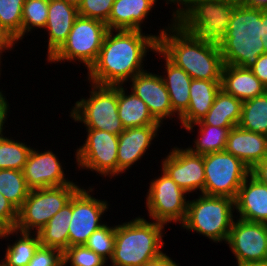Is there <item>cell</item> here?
Segmentation results:
<instances>
[{
  "label": "cell",
  "mask_w": 267,
  "mask_h": 266,
  "mask_svg": "<svg viewBox=\"0 0 267 266\" xmlns=\"http://www.w3.org/2000/svg\"><path fill=\"white\" fill-rule=\"evenodd\" d=\"M159 35L140 30H108L96 61L88 69L87 81L97 85H124L145 71L147 52L158 49ZM115 32V34H114ZM143 63V64H142Z\"/></svg>",
  "instance_id": "6da1fadb"
},
{
  "label": "cell",
  "mask_w": 267,
  "mask_h": 266,
  "mask_svg": "<svg viewBox=\"0 0 267 266\" xmlns=\"http://www.w3.org/2000/svg\"><path fill=\"white\" fill-rule=\"evenodd\" d=\"M170 21L160 32L158 49L192 79L221 81L224 63L218 44L184 31L174 19Z\"/></svg>",
  "instance_id": "7a4b0ae2"
},
{
  "label": "cell",
  "mask_w": 267,
  "mask_h": 266,
  "mask_svg": "<svg viewBox=\"0 0 267 266\" xmlns=\"http://www.w3.org/2000/svg\"><path fill=\"white\" fill-rule=\"evenodd\" d=\"M264 37L262 9L239 2L232 12L226 35L218 44L224 65L250 69L265 53Z\"/></svg>",
  "instance_id": "3957f363"
},
{
  "label": "cell",
  "mask_w": 267,
  "mask_h": 266,
  "mask_svg": "<svg viewBox=\"0 0 267 266\" xmlns=\"http://www.w3.org/2000/svg\"><path fill=\"white\" fill-rule=\"evenodd\" d=\"M164 226L139 216L116 225L111 266H143L163 254Z\"/></svg>",
  "instance_id": "277c9868"
},
{
  "label": "cell",
  "mask_w": 267,
  "mask_h": 266,
  "mask_svg": "<svg viewBox=\"0 0 267 266\" xmlns=\"http://www.w3.org/2000/svg\"><path fill=\"white\" fill-rule=\"evenodd\" d=\"M238 3L234 0H178L172 18L184 31L219 44L226 35Z\"/></svg>",
  "instance_id": "5b68a950"
},
{
  "label": "cell",
  "mask_w": 267,
  "mask_h": 266,
  "mask_svg": "<svg viewBox=\"0 0 267 266\" xmlns=\"http://www.w3.org/2000/svg\"><path fill=\"white\" fill-rule=\"evenodd\" d=\"M189 200L185 220L181 227L202 234L215 243L227 242L235 212V199L199 194Z\"/></svg>",
  "instance_id": "8992f818"
},
{
  "label": "cell",
  "mask_w": 267,
  "mask_h": 266,
  "mask_svg": "<svg viewBox=\"0 0 267 266\" xmlns=\"http://www.w3.org/2000/svg\"><path fill=\"white\" fill-rule=\"evenodd\" d=\"M90 85L89 98L76 101L70 117L74 122H82L86 129L119 135L125 129L118 116V85Z\"/></svg>",
  "instance_id": "52a82bcc"
},
{
  "label": "cell",
  "mask_w": 267,
  "mask_h": 266,
  "mask_svg": "<svg viewBox=\"0 0 267 266\" xmlns=\"http://www.w3.org/2000/svg\"><path fill=\"white\" fill-rule=\"evenodd\" d=\"M79 188L72 182L58 187L31 189L18 209V220L14 229L37 233L70 201Z\"/></svg>",
  "instance_id": "ba28073f"
},
{
  "label": "cell",
  "mask_w": 267,
  "mask_h": 266,
  "mask_svg": "<svg viewBox=\"0 0 267 266\" xmlns=\"http://www.w3.org/2000/svg\"><path fill=\"white\" fill-rule=\"evenodd\" d=\"M107 31L103 21L78 16L66 41L47 62L61 64L78 60L88 70L98 57Z\"/></svg>",
  "instance_id": "9c48e42d"
},
{
  "label": "cell",
  "mask_w": 267,
  "mask_h": 266,
  "mask_svg": "<svg viewBox=\"0 0 267 266\" xmlns=\"http://www.w3.org/2000/svg\"><path fill=\"white\" fill-rule=\"evenodd\" d=\"M205 170L204 194L236 199L239 188L251 169L226 151L203 155Z\"/></svg>",
  "instance_id": "30bf717a"
},
{
  "label": "cell",
  "mask_w": 267,
  "mask_h": 266,
  "mask_svg": "<svg viewBox=\"0 0 267 266\" xmlns=\"http://www.w3.org/2000/svg\"><path fill=\"white\" fill-rule=\"evenodd\" d=\"M146 196L149 217L156 222L180 223L185 220L188 200L186 193L162 170L161 176L150 181Z\"/></svg>",
  "instance_id": "8fae6325"
},
{
  "label": "cell",
  "mask_w": 267,
  "mask_h": 266,
  "mask_svg": "<svg viewBox=\"0 0 267 266\" xmlns=\"http://www.w3.org/2000/svg\"><path fill=\"white\" fill-rule=\"evenodd\" d=\"M87 138L76 150L78 167L91 170L104 177L118 175V136L107 131L87 129Z\"/></svg>",
  "instance_id": "7c38bea8"
},
{
  "label": "cell",
  "mask_w": 267,
  "mask_h": 266,
  "mask_svg": "<svg viewBox=\"0 0 267 266\" xmlns=\"http://www.w3.org/2000/svg\"><path fill=\"white\" fill-rule=\"evenodd\" d=\"M90 192H93L92 187L87 190L80 187L72 196L69 247L84 245L94 231L106 224L101 219L110 205L106 200L95 198Z\"/></svg>",
  "instance_id": "4fadbf2b"
},
{
  "label": "cell",
  "mask_w": 267,
  "mask_h": 266,
  "mask_svg": "<svg viewBox=\"0 0 267 266\" xmlns=\"http://www.w3.org/2000/svg\"><path fill=\"white\" fill-rule=\"evenodd\" d=\"M226 244L234 254L237 265L267 260V224L236 217Z\"/></svg>",
  "instance_id": "5bb4252c"
},
{
  "label": "cell",
  "mask_w": 267,
  "mask_h": 266,
  "mask_svg": "<svg viewBox=\"0 0 267 266\" xmlns=\"http://www.w3.org/2000/svg\"><path fill=\"white\" fill-rule=\"evenodd\" d=\"M162 169L186 193L201 191L204 194L205 170L203 155L189 149L173 147L163 159Z\"/></svg>",
  "instance_id": "9a60e30c"
},
{
  "label": "cell",
  "mask_w": 267,
  "mask_h": 266,
  "mask_svg": "<svg viewBox=\"0 0 267 266\" xmlns=\"http://www.w3.org/2000/svg\"><path fill=\"white\" fill-rule=\"evenodd\" d=\"M62 163L52 150H31L22 170L26 184L30 189L58 187L71 184L65 177Z\"/></svg>",
  "instance_id": "2e32d148"
},
{
  "label": "cell",
  "mask_w": 267,
  "mask_h": 266,
  "mask_svg": "<svg viewBox=\"0 0 267 266\" xmlns=\"http://www.w3.org/2000/svg\"><path fill=\"white\" fill-rule=\"evenodd\" d=\"M130 82L133 91L148 106L152 116L160 123L168 117L171 120L173 112L170 96L161 75L145 70L136 74Z\"/></svg>",
  "instance_id": "e0dca14e"
},
{
  "label": "cell",
  "mask_w": 267,
  "mask_h": 266,
  "mask_svg": "<svg viewBox=\"0 0 267 266\" xmlns=\"http://www.w3.org/2000/svg\"><path fill=\"white\" fill-rule=\"evenodd\" d=\"M162 125L126 128L118 136V175L141 160Z\"/></svg>",
  "instance_id": "ac0fdd59"
},
{
  "label": "cell",
  "mask_w": 267,
  "mask_h": 266,
  "mask_svg": "<svg viewBox=\"0 0 267 266\" xmlns=\"http://www.w3.org/2000/svg\"><path fill=\"white\" fill-rule=\"evenodd\" d=\"M235 210L242 220L267 224V185L250 174L239 188Z\"/></svg>",
  "instance_id": "d6986e66"
},
{
  "label": "cell",
  "mask_w": 267,
  "mask_h": 266,
  "mask_svg": "<svg viewBox=\"0 0 267 266\" xmlns=\"http://www.w3.org/2000/svg\"><path fill=\"white\" fill-rule=\"evenodd\" d=\"M78 8L63 0H49L48 18L45 30L48 31L47 60L62 46L68 38Z\"/></svg>",
  "instance_id": "ffe728a7"
},
{
  "label": "cell",
  "mask_w": 267,
  "mask_h": 266,
  "mask_svg": "<svg viewBox=\"0 0 267 266\" xmlns=\"http://www.w3.org/2000/svg\"><path fill=\"white\" fill-rule=\"evenodd\" d=\"M225 151L252 169L267 155V136L235 126L229 132Z\"/></svg>",
  "instance_id": "44dd1931"
},
{
  "label": "cell",
  "mask_w": 267,
  "mask_h": 266,
  "mask_svg": "<svg viewBox=\"0 0 267 266\" xmlns=\"http://www.w3.org/2000/svg\"><path fill=\"white\" fill-rule=\"evenodd\" d=\"M158 0H115L106 22L108 30H140ZM147 17V18H146Z\"/></svg>",
  "instance_id": "7402d4cb"
},
{
  "label": "cell",
  "mask_w": 267,
  "mask_h": 266,
  "mask_svg": "<svg viewBox=\"0 0 267 266\" xmlns=\"http://www.w3.org/2000/svg\"><path fill=\"white\" fill-rule=\"evenodd\" d=\"M221 89L242 102L253 99L267 91V88L250 69L224 65L221 73Z\"/></svg>",
  "instance_id": "603a6c76"
},
{
  "label": "cell",
  "mask_w": 267,
  "mask_h": 266,
  "mask_svg": "<svg viewBox=\"0 0 267 266\" xmlns=\"http://www.w3.org/2000/svg\"><path fill=\"white\" fill-rule=\"evenodd\" d=\"M165 60L166 76L161 75L170 96L173 112L179 119L188 109L192 78L182 68L172 63L159 49L155 51Z\"/></svg>",
  "instance_id": "cb8c5ba5"
},
{
  "label": "cell",
  "mask_w": 267,
  "mask_h": 266,
  "mask_svg": "<svg viewBox=\"0 0 267 266\" xmlns=\"http://www.w3.org/2000/svg\"><path fill=\"white\" fill-rule=\"evenodd\" d=\"M220 82L192 79L188 109L179 118L182 128L199 122L208 113L221 89Z\"/></svg>",
  "instance_id": "d4e9b609"
},
{
  "label": "cell",
  "mask_w": 267,
  "mask_h": 266,
  "mask_svg": "<svg viewBox=\"0 0 267 266\" xmlns=\"http://www.w3.org/2000/svg\"><path fill=\"white\" fill-rule=\"evenodd\" d=\"M123 86L118 85V116L124 129L147 125H161L152 116L145 102L133 91L128 93L127 88Z\"/></svg>",
  "instance_id": "484cf974"
},
{
  "label": "cell",
  "mask_w": 267,
  "mask_h": 266,
  "mask_svg": "<svg viewBox=\"0 0 267 266\" xmlns=\"http://www.w3.org/2000/svg\"><path fill=\"white\" fill-rule=\"evenodd\" d=\"M243 102L222 89L217 93L208 113L194 124H207L216 127H235L241 119Z\"/></svg>",
  "instance_id": "4316f807"
},
{
  "label": "cell",
  "mask_w": 267,
  "mask_h": 266,
  "mask_svg": "<svg viewBox=\"0 0 267 266\" xmlns=\"http://www.w3.org/2000/svg\"><path fill=\"white\" fill-rule=\"evenodd\" d=\"M72 219V197L37 234L40 246L64 252L69 247V225Z\"/></svg>",
  "instance_id": "83f0119b"
},
{
  "label": "cell",
  "mask_w": 267,
  "mask_h": 266,
  "mask_svg": "<svg viewBox=\"0 0 267 266\" xmlns=\"http://www.w3.org/2000/svg\"><path fill=\"white\" fill-rule=\"evenodd\" d=\"M20 235H19V234ZM16 234L15 242L11 245H7L5 258L0 262L4 266H27L30 260L33 258L35 251L40 246V239L38 234L31 232H22L16 229H6L0 231V239H8L10 235ZM32 234V235H31Z\"/></svg>",
  "instance_id": "f1b7e54d"
},
{
  "label": "cell",
  "mask_w": 267,
  "mask_h": 266,
  "mask_svg": "<svg viewBox=\"0 0 267 266\" xmlns=\"http://www.w3.org/2000/svg\"><path fill=\"white\" fill-rule=\"evenodd\" d=\"M199 127L198 137L194 140V147H189L192 153L205 155L225 151L227 138L233 127H216L207 124H192L185 126V130L193 132L195 126Z\"/></svg>",
  "instance_id": "f546056e"
},
{
  "label": "cell",
  "mask_w": 267,
  "mask_h": 266,
  "mask_svg": "<svg viewBox=\"0 0 267 266\" xmlns=\"http://www.w3.org/2000/svg\"><path fill=\"white\" fill-rule=\"evenodd\" d=\"M238 126L267 136V91L243 102Z\"/></svg>",
  "instance_id": "4dcf8cb0"
},
{
  "label": "cell",
  "mask_w": 267,
  "mask_h": 266,
  "mask_svg": "<svg viewBox=\"0 0 267 266\" xmlns=\"http://www.w3.org/2000/svg\"><path fill=\"white\" fill-rule=\"evenodd\" d=\"M30 190L22 171L0 169V192L17 209L22 206Z\"/></svg>",
  "instance_id": "1f68e13d"
},
{
  "label": "cell",
  "mask_w": 267,
  "mask_h": 266,
  "mask_svg": "<svg viewBox=\"0 0 267 266\" xmlns=\"http://www.w3.org/2000/svg\"><path fill=\"white\" fill-rule=\"evenodd\" d=\"M31 150L30 145L3 136L0 139V169L22 171Z\"/></svg>",
  "instance_id": "d6a6232c"
},
{
  "label": "cell",
  "mask_w": 267,
  "mask_h": 266,
  "mask_svg": "<svg viewBox=\"0 0 267 266\" xmlns=\"http://www.w3.org/2000/svg\"><path fill=\"white\" fill-rule=\"evenodd\" d=\"M25 0H0V25L18 42L22 40V9Z\"/></svg>",
  "instance_id": "836d02e7"
},
{
  "label": "cell",
  "mask_w": 267,
  "mask_h": 266,
  "mask_svg": "<svg viewBox=\"0 0 267 266\" xmlns=\"http://www.w3.org/2000/svg\"><path fill=\"white\" fill-rule=\"evenodd\" d=\"M48 6L49 0H25L22 9V40L33 28L46 27Z\"/></svg>",
  "instance_id": "e575fe53"
},
{
  "label": "cell",
  "mask_w": 267,
  "mask_h": 266,
  "mask_svg": "<svg viewBox=\"0 0 267 266\" xmlns=\"http://www.w3.org/2000/svg\"><path fill=\"white\" fill-rule=\"evenodd\" d=\"M115 227V225L108 226L106 223L94 231L84 245L107 261L110 260L115 247Z\"/></svg>",
  "instance_id": "d590c367"
},
{
  "label": "cell",
  "mask_w": 267,
  "mask_h": 266,
  "mask_svg": "<svg viewBox=\"0 0 267 266\" xmlns=\"http://www.w3.org/2000/svg\"><path fill=\"white\" fill-rule=\"evenodd\" d=\"M108 262L85 245L71 246L63 252V266H106Z\"/></svg>",
  "instance_id": "8d00e7d4"
},
{
  "label": "cell",
  "mask_w": 267,
  "mask_h": 266,
  "mask_svg": "<svg viewBox=\"0 0 267 266\" xmlns=\"http://www.w3.org/2000/svg\"><path fill=\"white\" fill-rule=\"evenodd\" d=\"M115 0H82L78 6V15L97 19L106 23Z\"/></svg>",
  "instance_id": "74e56055"
},
{
  "label": "cell",
  "mask_w": 267,
  "mask_h": 266,
  "mask_svg": "<svg viewBox=\"0 0 267 266\" xmlns=\"http://www.w3.org/2000/svg\"><path fill=\"white\" fill-rule=\"evenodd\" d=\"M27 266H63V252L56 248L39 246Z\"/></svg>",
  "instance_id": "f35d334b"
},
{
  "label": "cell",
  "mask_w": 267,
  "mask_h": 266,
  "mask_svg": "<svg viewBox=\"0 0 267 266\" xmlns=\"http://www.w3.org/2000/svg\"><path fill=\"white\" fill-rule=\"evenodd\" d=\"M18 220V209L0 192V231L14 229Z\"/></svg>",
  "instance_id": "ab89813d"
},
{
  "label": "cell",
  "mask_w": 267,
  "mask_h": 266,
  "mask_svg": "<svg viewBox=\"0 0 267 266\" xmlns=\"http://www.w3.org/2000/svg\"><path fill=\"white\" fill-rule=\"evenodd\" d=\"M250 70L267 88V54H261Z\"/></svg>",
  "instance_id": "60d3db41"
},
{
  "label": "cell",
  "mask_w": 267,
  "mask_h": 266,
  "mask_svg": "<svg viewBox=\"0 0 267 266\" xmlns=\"http://www.w3.org/2000/svg\"><path fill=\"white\" fill-rule=\"evenodd\" d=\"M17 44L16 40L0 25V65L2 53L6 52L5 50H12V46Z\"/></svg>",
  "instance_id": "b9f144b4"
},
{
  "label": "cell",
  "mask_w": 267,
  "mask_h": 266,
  "mask_svg": "<svg viewBox=\"0 0 267 266\" xmlns=\"http://www.w3.org/2000/svg\"><path fill=\"white\" fill-rule=\"evenodd\" d=\"M250 174L261 183L267 185V155L251 169Z\"/></svg>",
  "instance_id": "7bdbcfd3"
},
{
  "label": "cell",
  "mask_w": 267,
  "mask_h": 266,
  "mask_svg": "<svg viewBox=\"0 0 267 266\" xmlns=\"http://www.w3.org/2000/svg\"><path fill=\"white\" fill-rule=\"evenodd\" d=\"M143 266H179V264L173 261L166 253H163L159 257L145 263Z\"/></svg>",
  "instance_id": "ee69618b"
},
{
  "label": "cell",
  "mask_w": 267,
  "mask_h": 266,
  "mask_svg": "<svg viewBox=\"0 0 267 266\" xmlns=\"http://www.w3.org/2000/svg\"><path fill=\"white\" fill-rule=\"evenodd\" d=\"M2 92L3 91H0V124H5V122H7V113L10 112L8 111L10 109V104Z\"/></svg>",
  "instance_id": "f6af8a7d"
},
{
  "label": "cell",
  "mask_w": 267,
  "mask_h": 266,
  "mask_svg": "<svg viewBox=\"0 0 267 266\" xmlns=\"http://www.w3.org/2000/svg\"><path fill=\"white\" fill-rule=\"evenodd\" d=\"M240 2L250 8L267 10V0H241Z\"/></svg>",
  "instance_id": "bcb514c9"
},
{
  "label": "cell",
  "mask_w": 267,
  "mask_h": 266,
  "mask_svg": "<svg viewBox=\"0 0 267 266\" xmlns=\"http://www.w3.org/2000/svg\"><path fill=\"white\" fill-rule=\"evenodd\" d=\"M262 23H264L265 37L263 40V46L265 54H267V10L262 9Z\"/></svg>",
  "instance_id": "7dc6e473"
},
{
  "label": "cell",
  "mask_w": 267,
  "mask_h": 266,
  "mask_svg": "<svg viewBox=\"0 0 267 266\" xmlns=\"http://www.w3.org/2000/svg\"><path fill=\"white\" fill-rule=\"evenodd\" d=\"M238 266H267V260L240 264Z\"/></svg>",
  "instance_id": "c3c4849f"
},
{
  "label": "cell",
  "mask_w": 267,
  "mask_h": 266,
  "mask_svg": "<svg viewBox=\"0 0 267 266\" xmlns=\"http://www.w3.org/2000/svg\"><path fill=\"white\" fill-rule=\"evenodd\" d=\"M63 1H65L66 3H69L71 5H74L78 8V6L80 5L82 0H63Z\"/></svg>",
  "instance_id": "681fc988"
},
{
  "label": "cell",
  "mask_w": 267,
  "mask_h": 266,
  "mask_svg": "<svg viewBox=\"0 0 267 266\" xmlns=\"http://www.w3.org/2000/svg\"><path fill=\"white\" fill-rule=\"evenodd\" d=\"M164 1H166V4H172V3H174L175 6H178V0H164Z\"/></svg>",
  "instance_id": "f907efd6"
},
{
  "label": "cell",
  "mask_w": 267,
  "mask_h": 266,
  "mask_svg": "<svg viewBox=\"0 0 267 266\" xmlns=\"http://www.w3.org/2000/svg\"><path fill=\"white\" fill-rule=\"evenodd\" d=\"M3 126H5V125L0 124V139L4 136L3 134H5V133H3V130L5 129V127H3Z\"/></svg>",
  "instance_id": "816d5d0a"
}]
</instances>
